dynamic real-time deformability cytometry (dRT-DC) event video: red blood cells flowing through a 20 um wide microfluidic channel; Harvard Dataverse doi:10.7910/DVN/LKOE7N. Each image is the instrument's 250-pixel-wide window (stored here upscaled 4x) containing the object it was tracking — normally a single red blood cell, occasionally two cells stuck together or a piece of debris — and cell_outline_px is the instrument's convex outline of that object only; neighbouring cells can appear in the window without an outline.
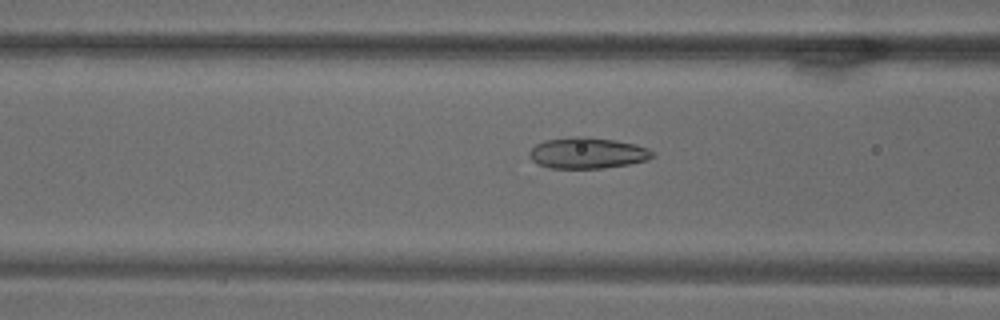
{"species": "common noctule bat (a hibernating species)", "species_latin": "Nyctalus noctula", "temperature_condition": "warm", "stored_images_in_passage": 63, "camera_frame_rate_fps": 3000, "um_per_image_px": 0.085, "animal": {"sex": "male", "body_mass_g": 18.8}, "frame": {"image": 1, "passage_image": 20, "time_ms": 6.333, "image_size_px": [1000, 320], "cell_outline_px": [[656, 156], [648, 160], [628, 164], [604, 168], [548, 168], [536, 164], [528, 156], [528, 152], [536, 144], [544, 140], [572, 136], [584, 136], [612, 140], [636, 144], [648, 148]], "centroid_in_image_um": [49.9, 13.01], "position_along_channel_um": 116.7, "area_um2": 22.48}}
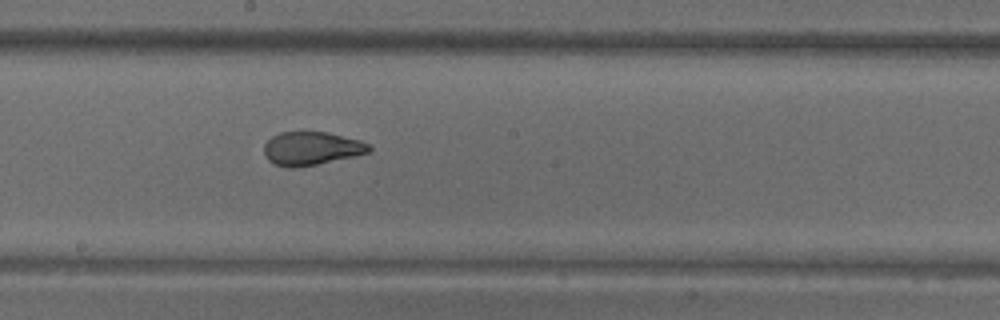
{"frame": {"image": 2, "passage_image": 31, "time_ms": 10.0, "image_size_px": [1000, 320], "cell_outline_px": [[372, 148], [368, 152], [356, 156], [296, 168], [288, 168], [272, 164], [264, 156], [264, 144], [272, 136], [280, 132], [328, 132], [360, 140], [372, 144]], "centroid_in_image_um": [26.47, 12.62], "position_along_channel_um": 221.7, "area_um2": 20.69}}
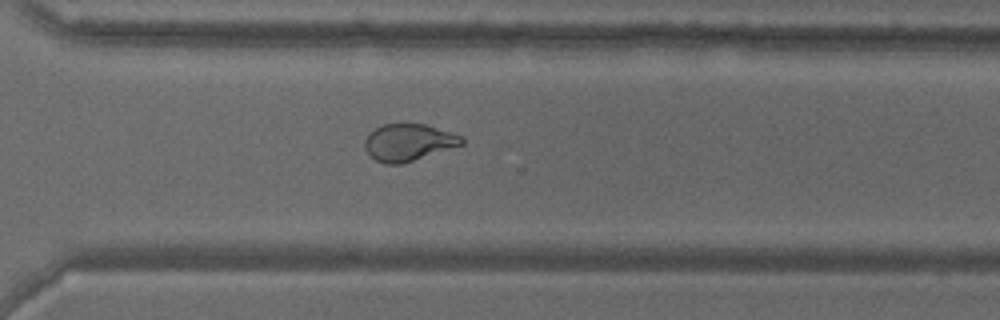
{"frame": {"image": 3, "passage_image": 43, "time_ms": 14.0, "image_size_px": [1000, 320], "cell_outline_px": [[464, 144], [400, 164], [384, 164], [376, 160], [364, 148], [364, 140], [368, 132], [384, 124], [424, 124], [460, 136], [464, 140]], "centroid_in_image_um": [34.67, 12.1], "position_along_channel_um": 335.9, "area_um2": 20.52}}